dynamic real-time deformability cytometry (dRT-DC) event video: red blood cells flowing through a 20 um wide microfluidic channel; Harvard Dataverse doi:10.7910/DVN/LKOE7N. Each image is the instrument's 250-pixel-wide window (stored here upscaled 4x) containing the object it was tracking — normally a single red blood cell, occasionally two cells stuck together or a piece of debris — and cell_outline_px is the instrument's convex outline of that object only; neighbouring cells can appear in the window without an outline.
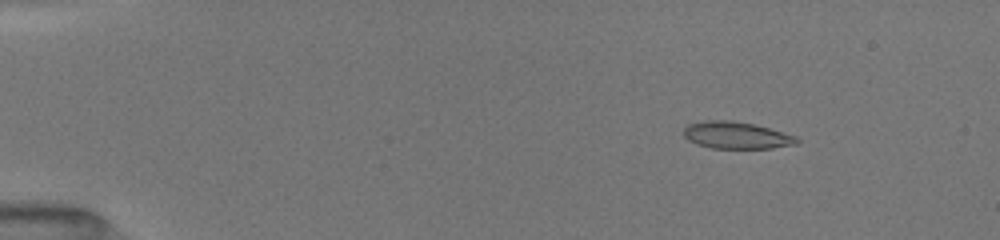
{"species": "common noctule bat (a hibernating species)", "species_latin": "Nyctalus noctula", "temperature_condition": "room temperature", "stored_images_in_passage": 16, "camera_frame_rate_fps": 3000, "um_per_image_px": 0.085, "animal": {"sex": "female", "body_mass_g": 19.5, "forearm_length_mm": 54.1}, "frame": {"image": 1, "passage_image": 4, "time_ms": 1.667, "image_size_px": [1000, 240], "cell_outline_px": [[800, 140], [796, 144], [772, 148], [712, 148], [696, 144], [688, 140], [684, 136], [684, 128], [688, 124], [704, 120], [732, 120], [752, 124], [768, 128], [796, 136]], "centroid_in_image_um": [62.56, 11.5], "position_along_channel_um": 22.4, "area_um2": 17.74}}
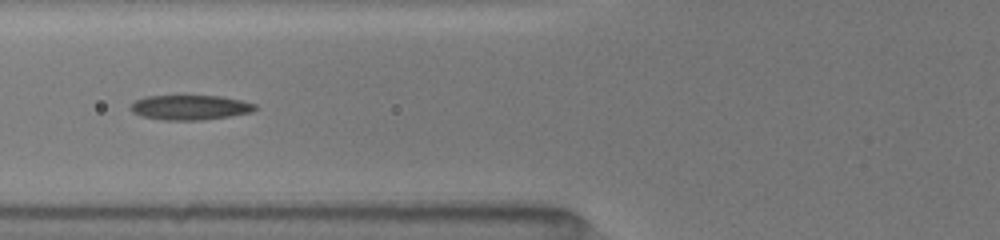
{"frame": {"image": 2, "passage_image": 11, "time_ms": 6.333, "image_size_px": [1000, 240], "cell_outline_px": [[256, 108], [252, 112], [204, 120], [164, 120], [140, 116], [132, 112], [132, 104], [136, 100], [144, 96], [220, 96], [240, 100], [256, 104]], "centroid_in_image_um": [16.15, 9.13], "position_along_channel_um": 109.7, "area_um2": 17.86}}
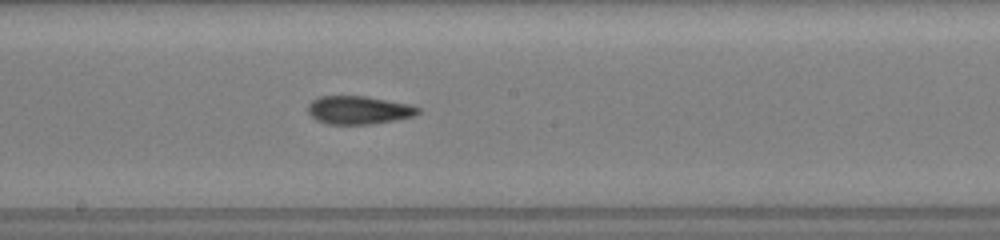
{"frame": {"image": 3, "passage_image": 16, "time_ms": 9.0, "image_size_px": [1000, 240], "cell_outline_px": [[420, 112], [412, 116], [372, 124], [328, 124], [316, 120], [308, 112], [308, 104], [312, 100], [320, 96], [364, 96], [408, 104], [420, 108]], "centroid_in_image_um": [30.44, 9.35], "position_along_channel_um": 217.8, "area_um2": 17.86}}